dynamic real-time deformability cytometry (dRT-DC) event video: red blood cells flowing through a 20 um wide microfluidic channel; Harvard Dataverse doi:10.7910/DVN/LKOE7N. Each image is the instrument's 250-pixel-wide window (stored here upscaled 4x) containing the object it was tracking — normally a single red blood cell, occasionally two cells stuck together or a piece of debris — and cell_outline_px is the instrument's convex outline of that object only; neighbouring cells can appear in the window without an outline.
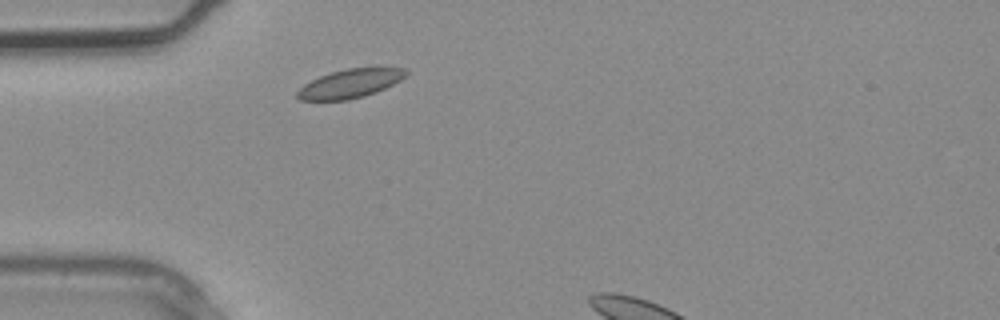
{"species": "common noctule bat (a hibernating species)", "species_latin": "Nyctalus noctula", "temperature_condition": "warm", "stored_images_in_passage": 2, "segment_of_instrument_passage": [1, 2], "camera_frame_rate_fps": 3000, "um_per_image_px": 0.085, "animal": {"sex": "male", "body_mass_g": 20.4}, "frame": {"image": 1, "passage_image": 1, "time_ms": 0.0, "image_size_px": [1000, 320], "cell_outline_px": [[408, 72], [400, 80], [376, 92], [364, 96], [348, 100], [300, 100], [296, 96], [296, 92], [304, 84], [320, 76], [332, 72], [348, 68], [408, 68]], "centroid_in_image_um": [29.74, 7.11], "position_along_channel_um": 55.3, "area_um2": 17.98}}